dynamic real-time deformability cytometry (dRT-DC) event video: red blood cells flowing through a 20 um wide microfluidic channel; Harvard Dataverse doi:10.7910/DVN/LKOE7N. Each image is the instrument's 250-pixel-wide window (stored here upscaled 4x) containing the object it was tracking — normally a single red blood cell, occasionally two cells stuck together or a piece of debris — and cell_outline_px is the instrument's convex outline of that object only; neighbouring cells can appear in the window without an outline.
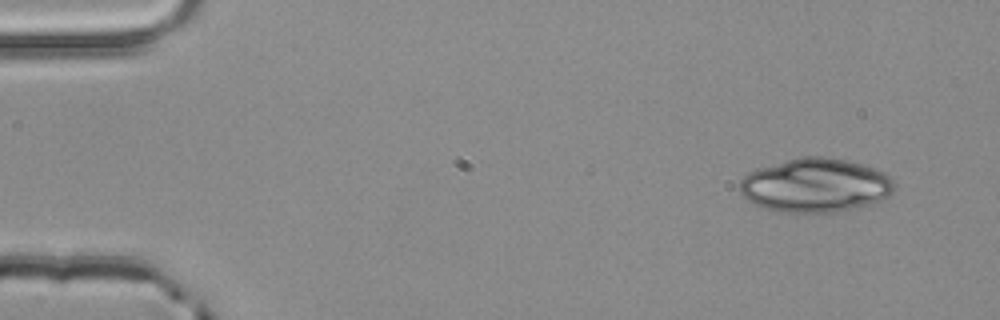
{"species": "common noctule bat (a hibernating species)", "species_latin": "Nyctalus noctula", "temperature_condition": "room temperature", "stored_images_in_passage": 4, "camera_frame_rate_fps": 3000, "um_per_image_px": 0.085, "animal": {"sex": "male", "body_mass_g": 20.4}, "frame": {"image": 1, "passage_image": 1, "time_ms": 0.0, "image_size_px": [1000, 320], "cell_outline_px": [[896, 188], [888, 196], [880, 200], [868, 204], [836, 212], [776, 212], [752, 204], [740, 192], [740, 180], [748, 172], [760, 168], [800, 156], [824, 156], [848, 160], [884, 172], [892, 176], [896, 184]], "centroid_in_image_um": [69.32, 15.75], "position_along_channel_um": 15.7, "area_um2": 48.67}}